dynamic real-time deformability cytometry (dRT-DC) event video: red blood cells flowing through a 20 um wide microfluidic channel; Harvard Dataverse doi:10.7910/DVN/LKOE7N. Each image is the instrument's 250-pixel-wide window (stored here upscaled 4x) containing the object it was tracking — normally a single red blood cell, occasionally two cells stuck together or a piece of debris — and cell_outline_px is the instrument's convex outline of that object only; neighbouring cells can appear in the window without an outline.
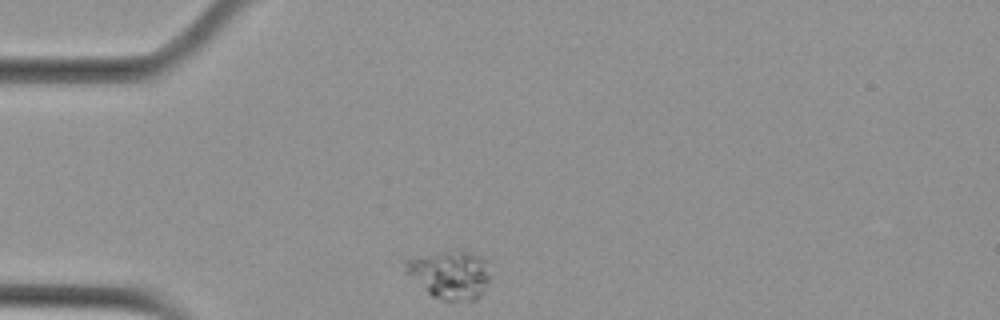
{"species": "Egyptian fruit bat (a non-hibernating species)", "species_latin": "Rousettus aegyptiacus", "temperature_condition": "cold", "stored_images_in_passage": 8, "camera_frame_rate_fps": 3000, "um_per_image_px": 0.085, "animal": {"sex": "female"}, "frame": {"image": 1, "passage_image": 1, "time_ms": 0.0, "image_size_px": [1000, 320], "cell_outline_px": [[488, 284], [480, 296], [472, 304], [444, 300], [432, 296], [392, 264], [404, 260], [448, 248], [460, 248], [480, 256], [488, 260]], "centroid_in_image_um": [38.14, 23.31], "position_along_channel_um": 46.9, "area_um2": 25.66}}
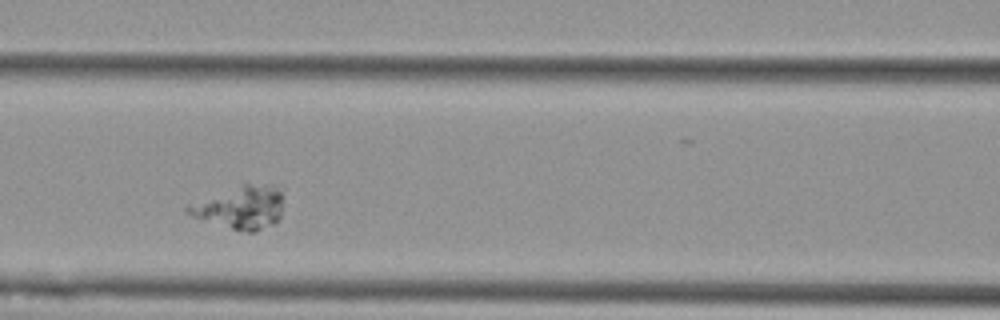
{"frame": {"image": 2, "passage_image": 4, "time_ms": 1.0, "image_size_px": [1000, 320], "cell_outline_px": [[284, 188], [280, 216], [276, 224], [252, 232], [248, 232], [232, 228], [192, 216], [184, 212], [184, 208], [188, 204], [240, 184], [276, 184]], "centroid_in_image_um": [20.5, 17.59], "position_along_channel_um": 146.1, "area_um2": 24.1}}
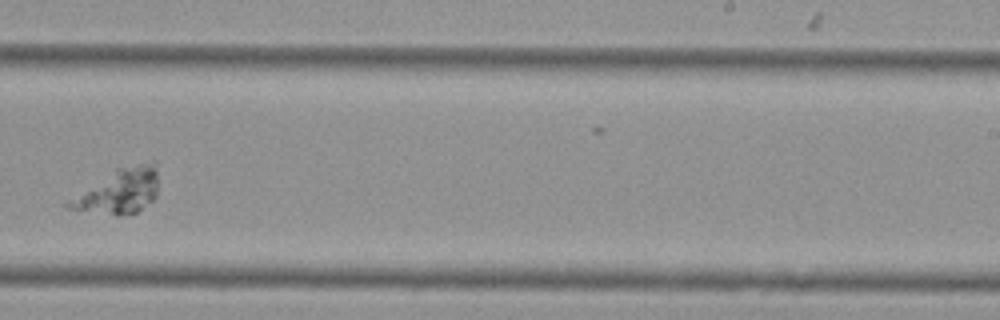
{"frame": {"image": 3, "passage_image": 7, "time_ms": 2.0, "image_size_px": [1000, 320], "cell_outline_px": [[156, 196], [152, 200], [136, 212], [116, 216], [64, 208], [64, 200], [116, 168], [152, 160], [156, 160]], "centroid_in_image_um": [10.02, 16.24], "position_along_channel_um": 279.0, "area_um2": 23.7}}